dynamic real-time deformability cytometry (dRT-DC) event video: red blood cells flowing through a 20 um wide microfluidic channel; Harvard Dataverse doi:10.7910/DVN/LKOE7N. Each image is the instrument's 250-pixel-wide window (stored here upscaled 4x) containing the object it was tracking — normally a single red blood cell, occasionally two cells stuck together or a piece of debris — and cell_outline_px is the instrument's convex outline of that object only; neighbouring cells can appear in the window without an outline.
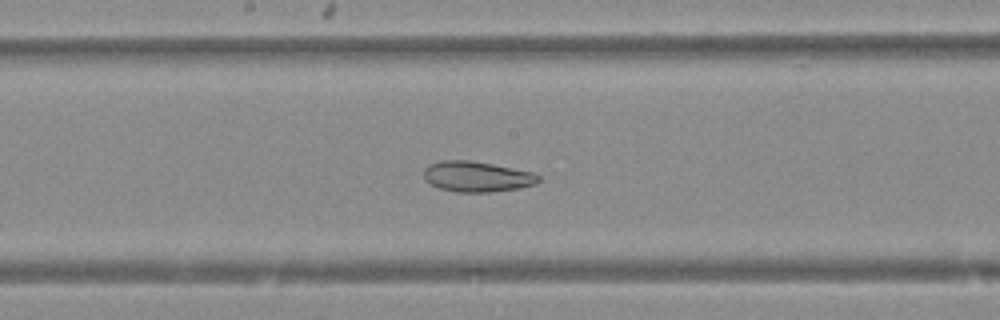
{"species": "Egyptian fruit bat (a non-hibernating species)", "species_latin": "Rousettus aegyptiacus", "temperature_condition": "warm", "stored_images_in_passage": 50, "camera_frame_rate_fps": 3000, "um_per_image_px": 0.085, "animal": {"sex": "female"}, "frame": {"image": 1, "passage_image": 26, "time_ms": 8.333, "image_size_px": [1000, 320], "cell_outline_px": [[540, 180], [536, 184], [520, 188], [492, 192], [456, 192], [440, 188], [428, 184], [424, 180], [424, 168], [428, 164], [440, 160], [468, 160], [492, 164], [536, 172], [540, 176]], "centroid_in_image_um": [40.54, 15.01], "position_along_channel_um": 207.7, "area_um2": 20.75}}
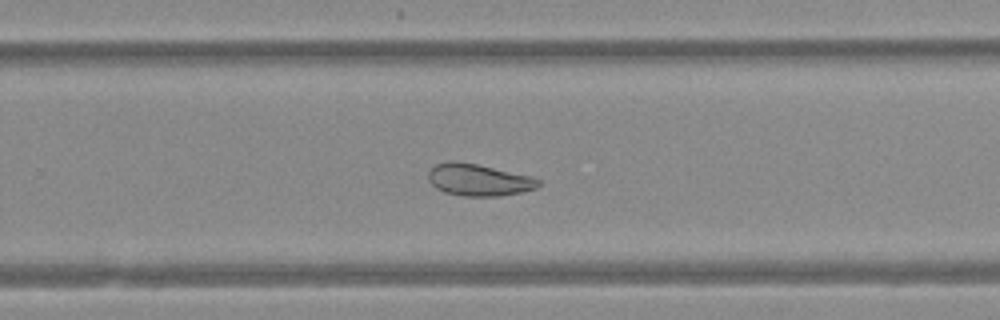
{"frame": {"image": 2, "passage_image": 32, "time_ms": 10.333, "image_size_px": [1000, 320], "cell_outline_px": [[540, 184], [536, 188], [520, 192], [500, 196], [464, 196], [444, 192], [436, 188], [428, 180], [428, 172], [436, 164], [452, 160], [476, 164], [532, 176], [540, 180]], "centroid_in_image_um": [40.67, 15.29], "position_along_channel_um": 289.1, "area_um2": 20.4}}
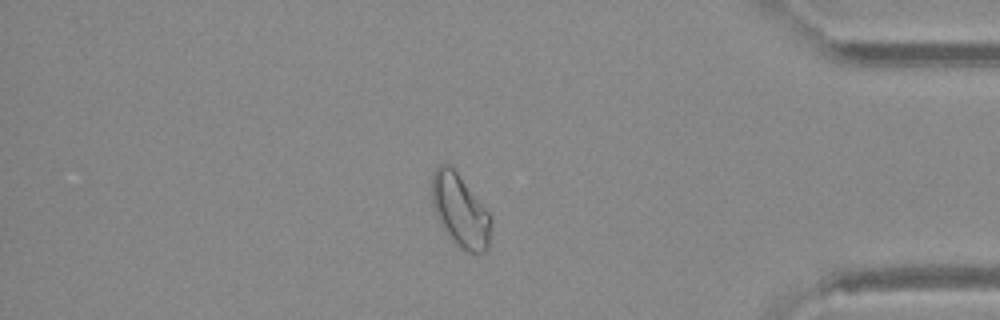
{"frame": {"image": 3, "passage_image": 42, "time_ms": 13.667, "image_size_px": [1000, 320], "cell_outline_px": [[492, 224], [488, 248], [480, 256], [468, 252], [460, 248], [452, 240], [440, 224], [432, 204], [432, 172], [440, 164], [452, 164], [488, 212], [492, 220]], "centroid_in_image_um": [39.12, 17.91], "position_along_channel_um": 396.1, "area_um2": 25.37}}